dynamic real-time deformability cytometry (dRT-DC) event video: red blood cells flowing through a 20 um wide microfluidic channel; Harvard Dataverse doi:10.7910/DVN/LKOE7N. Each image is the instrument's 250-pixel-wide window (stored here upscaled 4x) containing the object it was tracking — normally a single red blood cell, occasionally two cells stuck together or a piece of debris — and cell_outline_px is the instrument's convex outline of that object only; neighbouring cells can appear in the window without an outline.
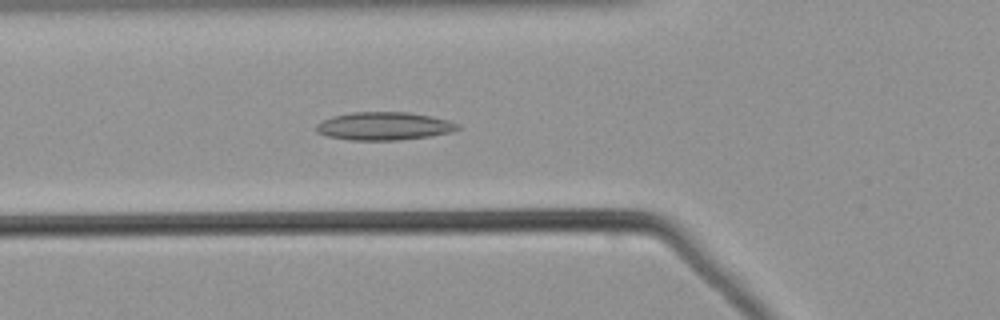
{"species": "common noctule bat (a hibernating species)", "species_latin": "Nyctalus noctula", "temperature_condition": "warm", "stored_images_in_passage": 54, "camera_frame_rate_fps": 3000, "um_per_image_px": 0.085, "animal": {"sex": "male", "body_mass_g": 21.5, "forearm_length_mm": 52.0}, "frame": {"image": 1, "passage_image": 20, "time_ms": 6.333, "image_size_px": [1000, 320], "cell_outline_px": [[460, 128], [452, 132], [428, 136], [400, 140], [348, 140], [328, 136], [316, 132], [316, 124], [332, 116], [352, 112], [408, 112], [448, 120], [460, 124]], "centroid_in_image_um": [32.63, 10.72], "position_along_channel_um": 93.2, "area_um2": 23.06}}
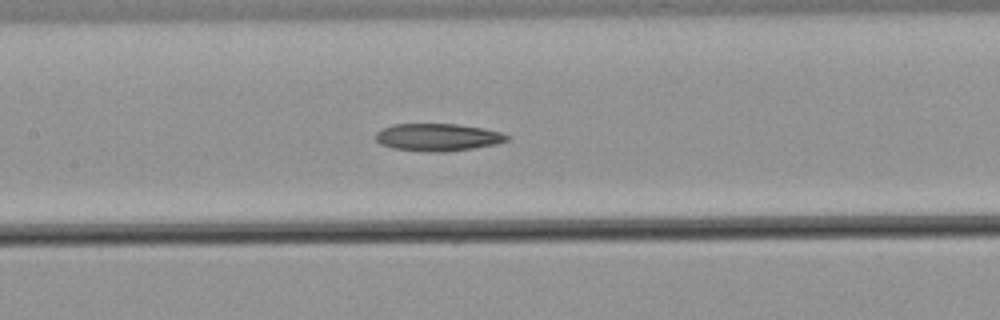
{"frame": {"image": 2, "passage_image": 26, "time_ms": 8.333, "image_size_px": [1000, 320], "cell_outline_px": [[508, 140], [496, 144], [472, 148], [444, 152], [432, 152], [392, 148], [380, 144], [376, 140], [376, 132], [392, 124], [456, 124], [484, 128], [500, 132], [508, 136]], "centroid_in_image_um": [37.19, 11.66], "position_along_channel_um": 170.2, "area_um2": 20.87}}
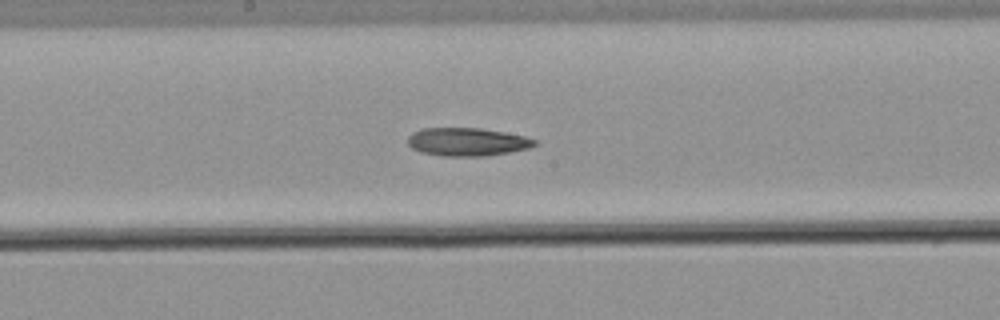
{"frame": {"image": 3, "passage_image": 29, "time_ms": 9.333, "image_size_px": [1000, 320], "cell_outline_px": [[540, 144], [528, 148], [508, 152], [484, 156], [444, 156], [420, 152], [412, 148], [408, 144], [408, 136], [412, 132], [420, 128], [480, 128], [504, 132], [524, 136], [536, 140]], "centroid_in_image_um": [39.7, 12.05], "position_along_channel_um": 208.5, "area_um2": 20.87}}